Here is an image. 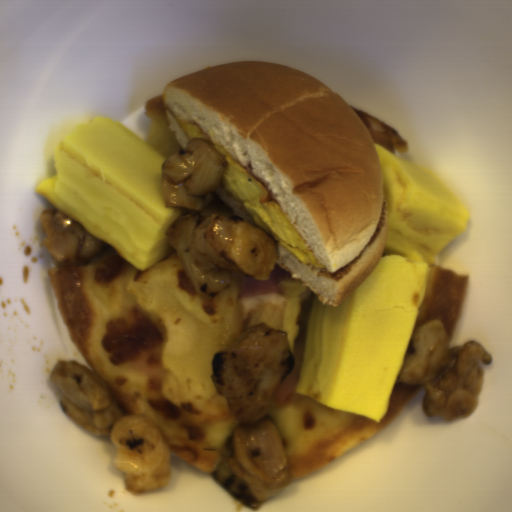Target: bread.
Segmentation results:
<instances>
[{
	"instance_id": "bread-1",
	"label": "bread",
	"mask_w": 512,
	"mask_h": 512,
	"mask_svg": "<svg viewBox=\"0 0 512 512\" xmlns=\"http://www.w3.org/2000/svg\"><path fill=\"white\" fill-rule=\"evenodd\" d=\"M181 149L178 119L196 124L275 200L325 267L284 248L276 263L336 306L377 266L389 230L375 143L346 101L290 66L228 62L170 81L162 97Z\"/></svg>"
},
{
	"instance_id": "bread-2",
	"label": "bread",
	"mask_w": 512,
	"mask_h": 512,
	"mask_svg": "<svg viewBox=\"0 0 512 512\" xmlns=\"http://www.w3.org/2000/svg\"><path fill=\"white\" fill-rule=\"evenodd\" d=\"M217 195L222 199V201L228 206V208L233 212V214L243 219L252 225L256 226L254 222L248 217V215L241 209V207L235 202V200L229 195V193L225 190L222 183L220 182L217 188L214 190ZM257 227V226H256Z\"/></svg>"
}]
</instances>
